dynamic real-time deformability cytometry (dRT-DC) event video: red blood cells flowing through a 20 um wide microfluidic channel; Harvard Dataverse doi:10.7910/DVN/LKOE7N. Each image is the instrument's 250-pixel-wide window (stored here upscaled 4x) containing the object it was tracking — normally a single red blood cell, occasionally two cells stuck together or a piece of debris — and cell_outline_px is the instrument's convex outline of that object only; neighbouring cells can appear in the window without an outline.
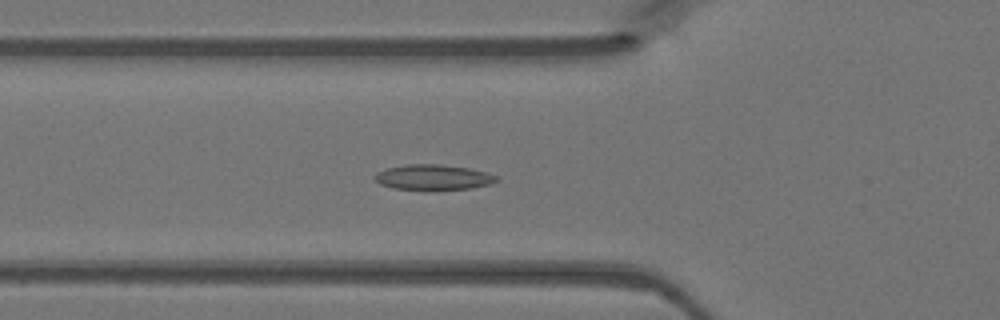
{"species": "Egyptian fruit bat (a non-hibernating species)", "species_latin": "Rousettus aegyptiacus", "temperature_condition": "warm", "stored_images_in_passage": 35, "camera_frame_rate_fps": 3000, "um_per_image_px": 0.085, "animal": {"sex": "female"}, "frame": {"image": 1, "passage_image": 4, "time_ms": 1.0, "image_size_px": [1000, 320], "cell_outline_px": [[500, 180], [492, 184], [472, 188], [436, 192], [396, 188], [380, 184], [372, 176], [376, 172], [388, 168], [408, 164], [440, 164], [472, 168], [488, 172], [496, 176]], "centroid_in_image_um": [36.88, 15.09], "position_along_channel_um": 88.9, "area_um2": 18.73}}
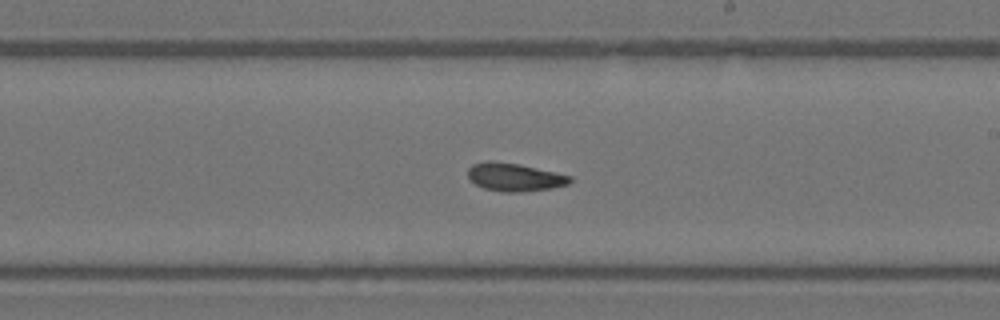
{"frame": {"image": 2, "passage_image": 15, "time_ms": 4.667, "image_size_px": [1000, 320], "cell_outline_px": [[572, 180], [568, 184], [552, 188], [520, 192], [500, 192], [484, 188], [476, 184], [468, 176], [468, 168], [472, 164], [488, 160], [516, 164], [536, 168], [572, 176]], "centroid_in_image_um": [43.72, 15.06], "position_along_channel_um": 245.3, "area_um2": 16.53}}
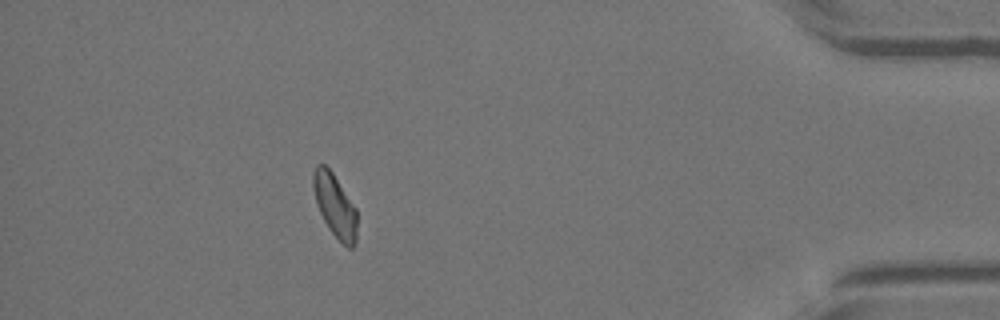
{"frame": {"image": 3, "passage_image": 30, "time_ms": 9.667, "image_size_px": [1000, 320], "cell_outline_px": [[356, 244], [352, 248], [348, 248], [328, 228], [316, 204], [312, 188], [312, 172], [316, 164], [324, 164], [332, 172], [356, 208]], "centroid_in_image_um": [28.44, 17.45], "position_along_channel_um": 406.8, "area_um2": 16.07}}